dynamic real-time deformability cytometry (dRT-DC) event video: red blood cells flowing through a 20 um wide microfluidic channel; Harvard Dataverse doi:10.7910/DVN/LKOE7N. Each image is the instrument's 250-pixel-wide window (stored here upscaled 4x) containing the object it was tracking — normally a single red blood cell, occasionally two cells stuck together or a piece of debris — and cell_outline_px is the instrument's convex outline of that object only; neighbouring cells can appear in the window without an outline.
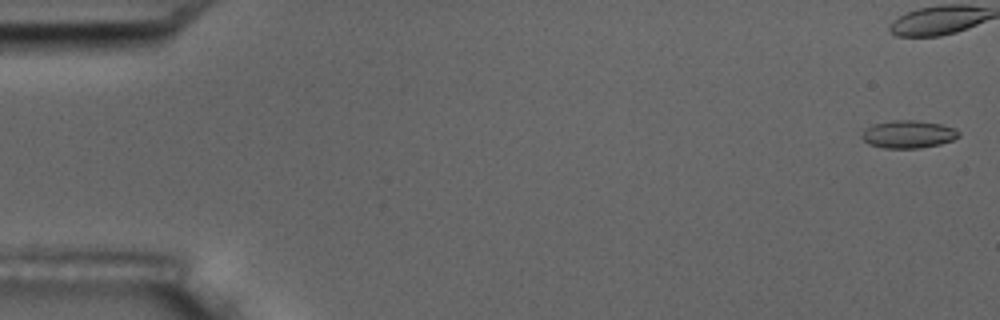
{"species": "common noctule bat (a hibernating species)", "species_latin": "Nyctalus noctula", "temperature_condition": "room temperature", "stored_images_in_passage": 17, "camera_frame_rate_fps": 3000, "um_per_image_px": 0.085, "animal": {"sex": "male", "body_mass_g": 17.5, "forearm_length_mm": 52.3}, "frame": {"image": 1, "passage_image": 1, "time_ms": 0.0, "image_size_px": [1000, 320], "cell_outline_px": [[960, 136], [952, 140], [940, 144], [920, 148], [884, 148], [868, 144], [860, 136], [864, 128], [872, 124], [892, 120], [916, 120], [940, 124], [956, 128], [960, 132]], "centroid_in_image_um": [77.19, 11.4], "position_along_channel_um": 7.8, "area_um2": 15.84}, "authors_computed_cell_mechanics": {"area_um2": 15.4904, "velocity_mm_per_s": 3.5382, "shape_relaxation_time_tau1_ms": null, "shape_relaxation_time_tau2_ms": 1.7208, "deformation_change_tau1": null, "deformation_change_tau2": 0.0767}}